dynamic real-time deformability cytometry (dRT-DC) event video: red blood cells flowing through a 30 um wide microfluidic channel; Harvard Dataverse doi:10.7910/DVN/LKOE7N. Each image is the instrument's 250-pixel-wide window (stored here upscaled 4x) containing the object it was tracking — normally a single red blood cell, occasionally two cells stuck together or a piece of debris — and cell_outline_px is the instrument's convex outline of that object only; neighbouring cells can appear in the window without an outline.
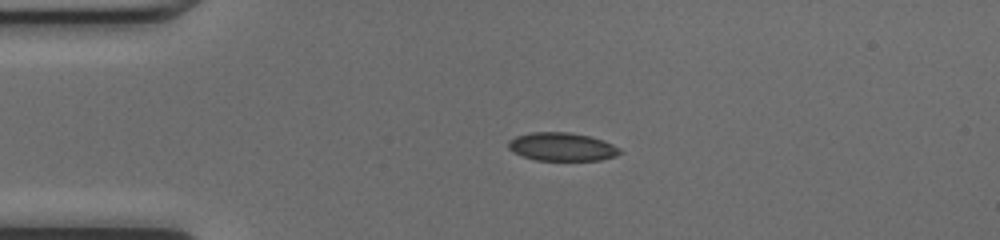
{"species": "common noctule bat (a hibernating species)", "species_latin": "Nyctalus noctula", "temperature_condition": "cold", "stored_images_in_passage": 38, "camera_frame_rate_fps": 3000, "um_per_image_px": 0.085, "animal": {"sex": "female", "body_mass_g": 17.0, "forearm_length_mm": 48.0}, "frame": {"image": 1, "passage_image": 1, "time_ms": 0.0, "image_size_px": [1000, 240], "cell_outline_px": [[620, 152], [616, 156], [600, 160], [536, 160], [512, 152], [508, 148], [508, 140], [516, 136], [532, 132], [568, 132], [588, 136], [604, 140], [620, 148]], "centroid_in_image_um": [47.75, 12.47], "position_along_channel_um": 37.3, "area_um2": 18.32}}
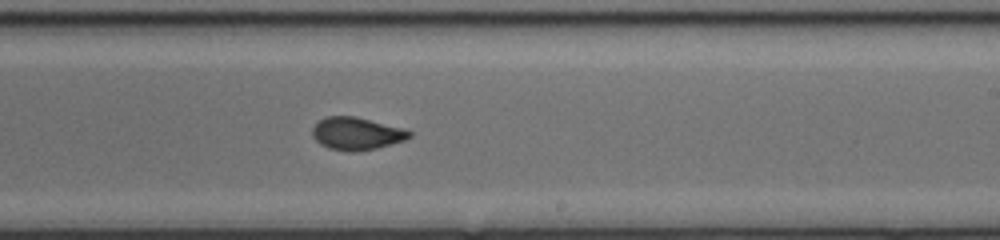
{"frame": {"image": 2, "passage_image": 19, "time_ms": 6.0, "image_size_px": [1000, 240], "cell_outline_px": [[412, 136], [404, 140], [376, 148], [356, 152], [348, 152], [328, 148], [320, 144], [312, 136], [312, 128], [320, 120], [328, 116], [356, 116], [404, 128], [412, 132]], "centroid_in_image_um": [30.31, 11.35], "position_along_channel_um": 258.7, "area_um2": 18.5}}
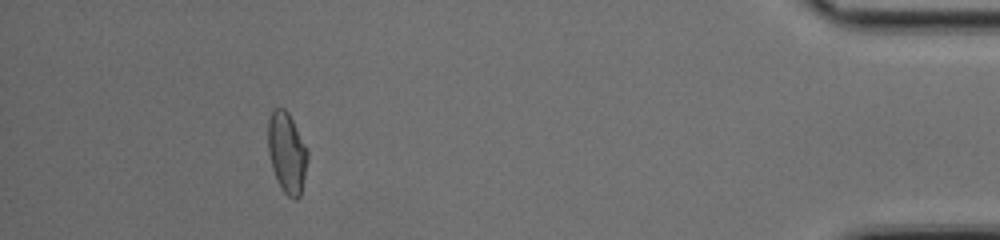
{"frame": {"image": 3, "passage_image": 34, "time_ms": 11.0, "image_size_px": [1000, 240], "cell_outline_px": [[308, 160], [300, 196], [296, 200], [288, 196], [284, 192], [272, 168], [268, 152], [268, 120], [272, 112], [276, 108], [284, 108], [288, 112], [308, 152]], "centroid_in_image_um": [24.38, 12.98], "position_along_channel_um": 410.8, "area_um2": 18.26}, "authors_computed_cell_mechanics": {"area_um2": 18.6116, "velocity_mm_per_s": 4.2712, "shape_relaxation_time_tau1_ms": null, "shape_relaxation_time_tau2_ms": 1.3617, "deformation_change_tau1": null, "deformation_change_tau2": 0.0663}}